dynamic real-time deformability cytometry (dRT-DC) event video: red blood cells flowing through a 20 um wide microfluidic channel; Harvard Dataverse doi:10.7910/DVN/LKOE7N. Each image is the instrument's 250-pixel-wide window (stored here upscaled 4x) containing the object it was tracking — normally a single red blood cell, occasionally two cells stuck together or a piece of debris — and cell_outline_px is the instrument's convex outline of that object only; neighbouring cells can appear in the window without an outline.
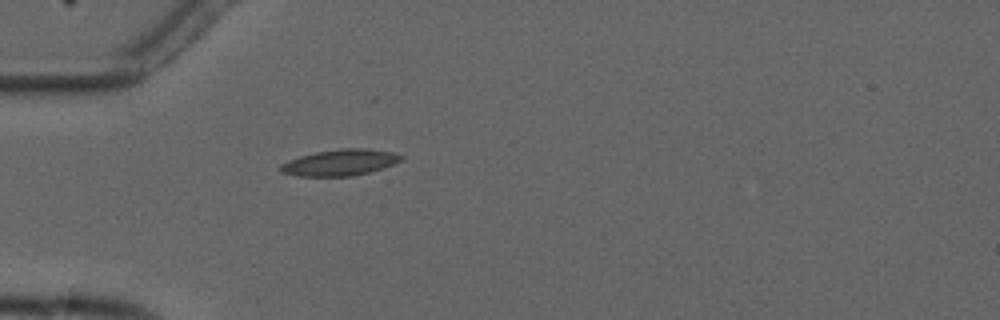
{"species": "common noctule bat (a hibernating species)", "species_latin": "Nyctalus noctula", "temperature_condition": "cold", "stored_images_in_passage": 1, "camera_frame_rate_fps": 3000, "um_per_image_px": 0.085, "animal": {"sex": "male", "forearm_length_mm": 52.5}, "frame": {"image": 1, "passage_image": 1, "time_ms": 0.0, "image_size_px": [1000, 320], "cell_outline_px": [[404, 160], [368, 172], [352, 176], [296, 176], [280, 172], [280, 164], [288, 160], [300, 156], [316, 152], [340, 148], [368, 148], [392, 152], [404, 156]], "centroid_in_image_um": [28.89, 13.81], "position_along_channel_um": 56.1, "area_um2": 18.44}}